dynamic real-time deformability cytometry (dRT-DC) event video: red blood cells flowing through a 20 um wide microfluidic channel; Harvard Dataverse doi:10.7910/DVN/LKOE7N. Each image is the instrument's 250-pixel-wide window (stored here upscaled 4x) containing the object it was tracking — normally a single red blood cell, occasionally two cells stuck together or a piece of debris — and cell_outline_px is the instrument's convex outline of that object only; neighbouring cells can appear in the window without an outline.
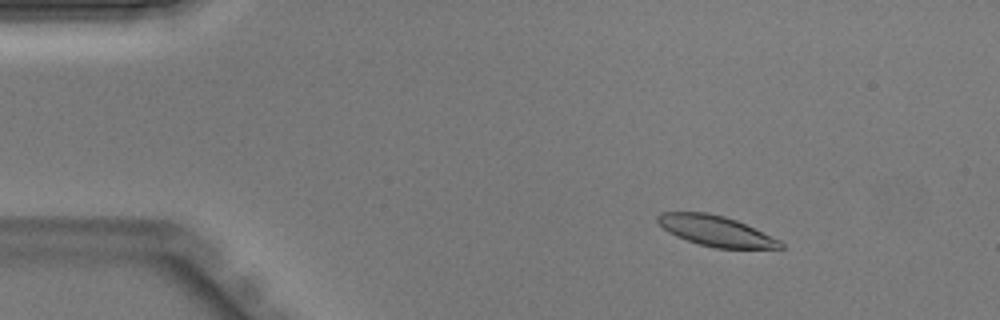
{"species": "Egyptian fruit bat (a non-hibernating species)", "species_latin": "Rousettus aegyptiacus", "temperature_condition": "warm", "stored_images_in_passage": 42, "camera_frame_rate_fps": 3000, "um_per_image_px": 0.085, "animal": {"sex": "male"}, "frame": {"image": 1, "passage_image": 4, "time_ms": 1.0, "image_size_px": [1000, 320], "cell_outline_px": [[784, 248], [716, 248], [700, 244], [676, 236], [668, 232], [656, 220], [656, 216], [660, 212], [708, 212], [724, 216], [736, 220], [780, 240], [784, 244]], "centroid_in_image_um": [60.83, 19.62], "position_along_channel_um": 24.2, "area_um2": 21.56}}
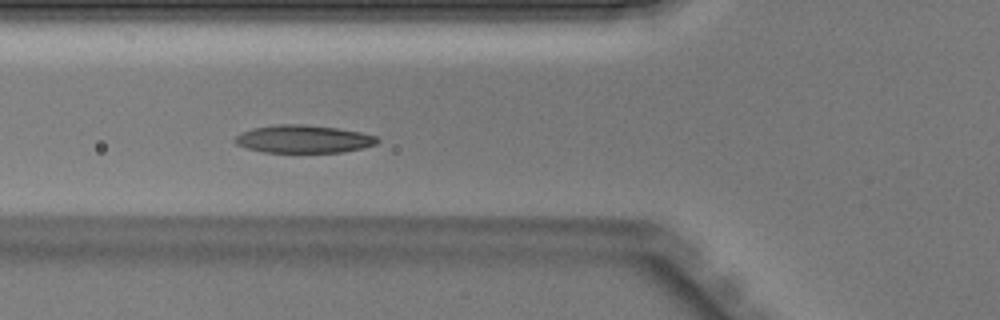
{"frame": {"image": 2, "passage_image": 14, "time_ms": 4.333, "image_size_px": [1000, 320], "cell_outline_px": [[380, 140], [376, 144], [364, 148], [344, 152], [264, 152], [248, 148], [236, 144], [232, 140], [240, 132], [252, 128], [280, 124], [304, 124], [336, 128], [360, 132], [376, 136]], "centroid_in_image_um": [25.79, 11.82], "position_along_channel_um": 100.0, "area_um2": 23.12}}
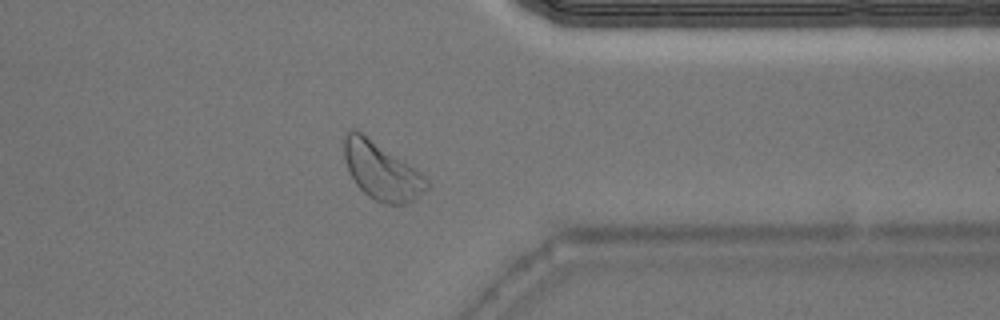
{"frame": {"image": 3, "passage_image": 33, "time_ms": 10.667, "image_size_px": [1000, 320], "cell_outline_px": [[428, 188], [412, 200], [404, 204], [384, 204], [368, 196], [356, 184], [344, 160], [344, 136], [352, 128], [356, 128], [420, 172], [428, 180]], "centroid_in_image_um": [32.4, 14.52], "position_along_channel_um": 379.0, "area_um2": 27.22}}